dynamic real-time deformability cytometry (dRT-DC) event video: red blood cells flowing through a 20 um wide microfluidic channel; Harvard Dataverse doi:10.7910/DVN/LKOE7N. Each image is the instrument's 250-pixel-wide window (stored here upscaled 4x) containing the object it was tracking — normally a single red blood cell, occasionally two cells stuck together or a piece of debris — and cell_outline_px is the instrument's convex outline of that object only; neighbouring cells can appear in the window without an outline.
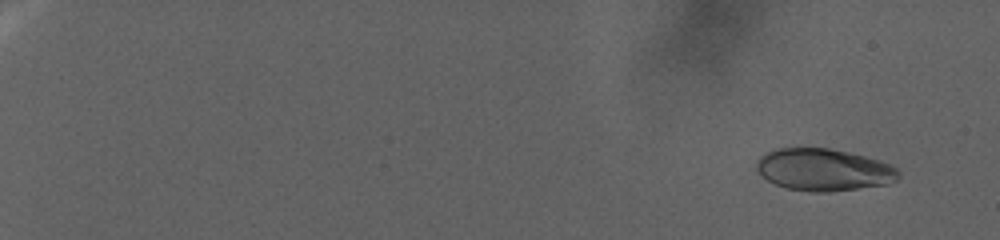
{"species": "human", "species_latin": "Homo sapiens", "temperature_condition": "warm", "stored_images_in_passage": 114, "camera_frame_rate_fps": 3000, "um_per_image_px": 0.085, "donor": {"sex": "female"}, "frame": {"image": 1, "passage_image": 2, "time_ms": 0.333, "image_size_px": [1000, 240], "cell_outline_px": [[900, 176], [896, 180], [888, 184], [828, 192], [812, 192], [788, 188], [776, 184], [768, 180], [756, 172], [756, 160], [764, 152], [776, 148], [828, 148], [848, 152], [880, 160], [896, 168], [900, 172]], "centroid_in_image_um": [69.98, 14.42], "position_along_channel_um": 15.0, "area_um2": 34.97}}
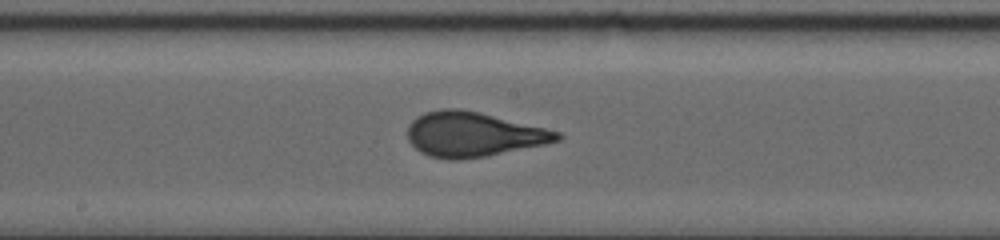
{"frame": {"image": 2, "passage_image": 68, "time_ms": 22.333, "image_size_px": [1000, 240], "cell_outline_px": [[564, 136], [560, 140], [544, 144], [484, 156], [460, 160], [448, 160], [428, 156], [420, 152], [408, 140], [408, 124], [416, 116], [424, 112], [440, 108], [460, 108], [480, 112], [560, 132]], "centroid_in_image_um": [40.17, 11.41], "position_along_channel_um": 208.0, "area_um2": 38.96}}
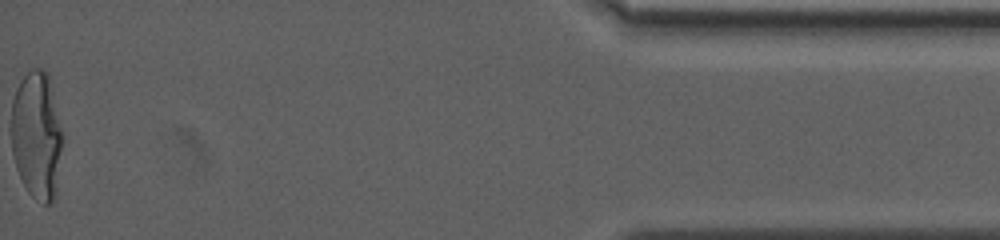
{"frame": {"image": 3, "passage_image": 114, "time_ms": 37.667, "image_size_px": [1000, 240], "cell_outline_px": [[60, 148], [56, 196], [52, 204], [44, 204], [32, 196], [28, 192], [16, 168], [12, 152], [12, 100], [16, 88], [20, 80], [32, 68], [44, 68], [48, 72], [60, 132]], "centroid_in_image_um": [3.08, 11.51], "position_along_channel_um": 432.1, "area_um2": 37.4}}